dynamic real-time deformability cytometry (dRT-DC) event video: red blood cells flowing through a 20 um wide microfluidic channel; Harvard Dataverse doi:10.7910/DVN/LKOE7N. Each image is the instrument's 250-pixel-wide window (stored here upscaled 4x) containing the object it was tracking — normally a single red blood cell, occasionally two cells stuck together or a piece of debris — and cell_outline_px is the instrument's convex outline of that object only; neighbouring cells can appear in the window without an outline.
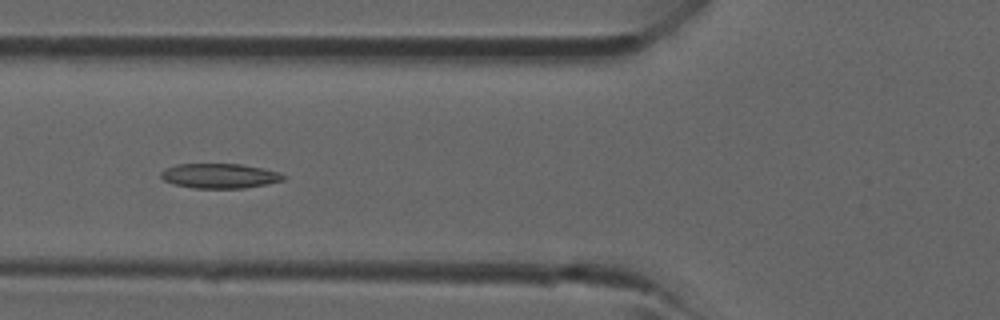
{"species": "common noctule bat (a hibernating species)", "species_latin": "Nyctalus noctula", "temperature_condition": "room temperature", "stored_images_in_passage": 2, "camera_frame_rate_fps": 3000, "um_per_image_px": 0.085, "animal": {"sex": "male", "forearm_length_mm": 52.5}, "frame": {"image": 1, "passage_image": 2, "time_ms": 1.0, "image_size_px": [1000, 320], "cell_outline_px": [[288, 176], [284, 180], [244, 188], [192, 188], [176, 184], [164, 180], [160, 176], [160, 172], [164, 168], [176, 164], [240, 164], [264, 168], [280, 172]], "centroid_in_image_um": [18.68, 14.94], "position_along_channel_um": 107.1, "area_um2": 17.74}}